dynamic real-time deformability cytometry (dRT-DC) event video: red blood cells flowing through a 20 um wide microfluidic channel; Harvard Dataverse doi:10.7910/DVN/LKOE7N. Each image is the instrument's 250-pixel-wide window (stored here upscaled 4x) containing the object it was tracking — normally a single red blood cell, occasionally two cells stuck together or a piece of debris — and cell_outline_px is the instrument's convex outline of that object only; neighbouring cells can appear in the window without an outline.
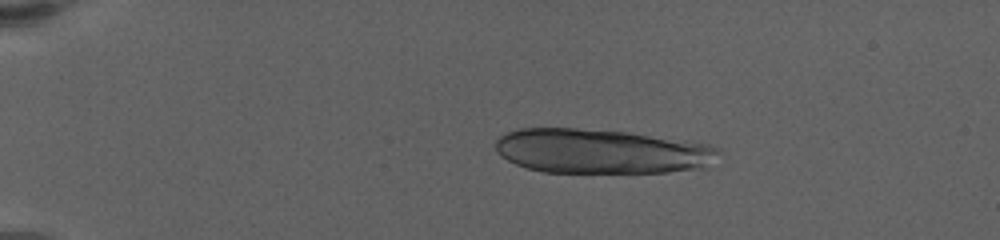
{"species": "human", "species_latin": "Homo sapiens", "temperature_condition": "warm", "stored_images_in_passage": 5, "camera_frame_rate_fps": 3000, "um_per_image_px": 0.085, "donor": {"sex": "female"}, "frame": {"image": 1, "passage_image": 3, "time_ms": 2.667, "image_size_px": [1000, 240], "cell_outline_px": [[720, 152], [708, 168], [668, 172], [544, 172], [528, 168], [516, 164], [500, 156], [496, 148], [496, 140], [504, 132], [520, 128], [576, 128], [628, 132], [684, 140], [708, 144], [720, 148]], "centroid_in_image_um": [51.13, 12.85], "position_along_channel_um": 33.9, "area_um2": 58.2}}